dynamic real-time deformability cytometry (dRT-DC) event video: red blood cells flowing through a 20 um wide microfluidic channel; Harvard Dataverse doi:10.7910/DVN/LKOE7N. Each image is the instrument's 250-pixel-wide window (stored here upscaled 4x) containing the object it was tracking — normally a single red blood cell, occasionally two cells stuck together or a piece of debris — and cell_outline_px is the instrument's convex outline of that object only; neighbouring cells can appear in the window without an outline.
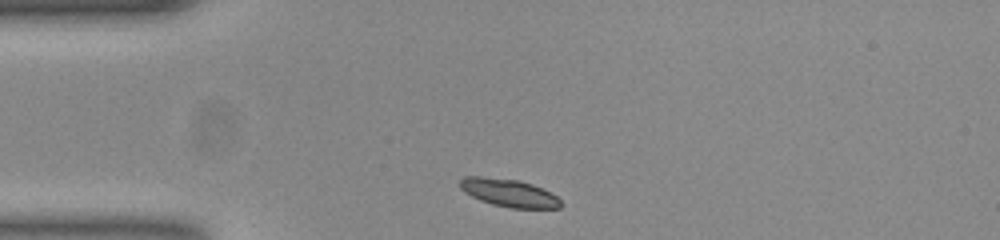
{"species": "common noctule bat (a hibernating species)", "species_latin": "Nyctalus noctula", "temperature_condition": "room temperature", "stored_images_in_passage": 32, "camera_frame_rate_fps": 3000, "um_per_image_px": 0.085, "animal": {"sex": "female", "body_mass_g": 23.0, "forearm_length_mm": 53.4}, "frame": {"image": 1, "passage_image": 1, "time_ms": 0.0, "image_size_px": [1000, 240], "cell_outline_px": [[564, 204], [560, 208], [512, 208], [492, 204], [480, 200], [464, 192], [460, 188], [460, 180], [464, 176], [480, 176], [516, 180], [532, 184], [556, 196]], "centroid_in_image_um": [43.24, 16.4], "position_along_channel_um": 41.8, "area_um2": 16.18}}
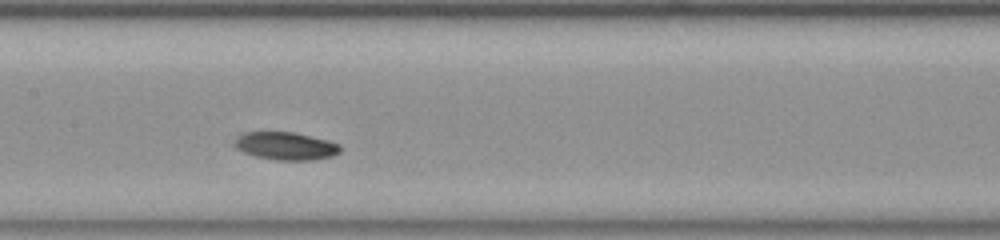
{"frame": {"image": 2, "passage_image": 14, "time_ms": 4.333, "image_size_px": [1000, 240], "cell_outline_px": [[340, 152], [332, 156], [312, 160], [276, 160], [256, 156], [244, 152], [236, 148], [232, 144], [236, 136], [240, 132], [292, 132], [328, 140], [340, 144]], "centroid_in_image_um": [24.24, 12.4], "position_along_channel_um": 183.2, "area_um2": 17.22}}
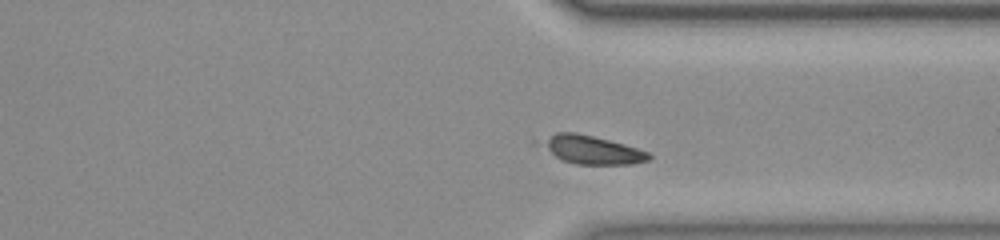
{"frame": {"image": 3, "passage_image": 28, "time_ms": 9.0, "image_size_px": [1000, 240], "cell_outline_px": [[652, 156], [648, 160], [632, 164], [576, 164], [560, 160], [532, 144], [532, 140], [556, 132], [576, 132], [624, 144], [648, 152]], "centroid_in_image_um": [50.07, 12.71], "position_along_channel_um": 361.3, "area_um2": 18.5}, "authors_computed_cell_mechanics": {"area_um2": 17.4556, "velocity_mm_per_s": 3.8046, "shape_relaxation_time_tau1_ms": 1.0331, "shape_relaxation_time_tau2_ms": null, "deformation_change_tau1": 0.0489, "deformation_change_tau2": null}}